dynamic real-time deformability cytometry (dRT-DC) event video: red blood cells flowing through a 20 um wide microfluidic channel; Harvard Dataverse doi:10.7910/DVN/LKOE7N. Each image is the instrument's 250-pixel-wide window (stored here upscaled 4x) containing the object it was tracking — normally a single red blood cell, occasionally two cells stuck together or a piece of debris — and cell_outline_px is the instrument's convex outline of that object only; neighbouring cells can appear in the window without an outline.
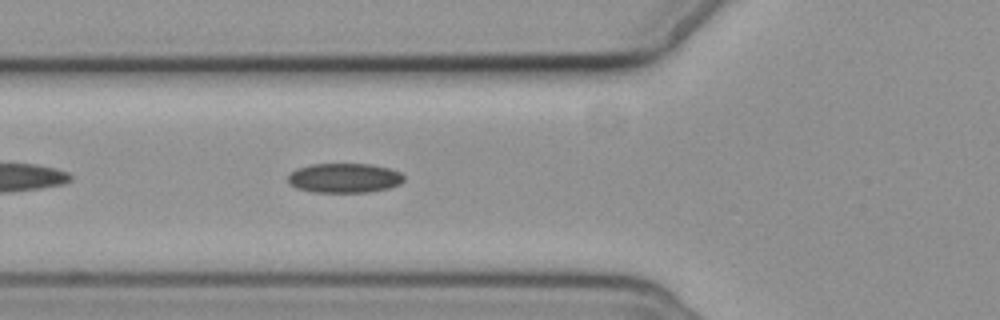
{"species": "common noctule bat (a hibernating species)", "species_latin": "Nyctalus noctula", "temperature_condition": "cold", "stored_images_in_passage": 4, "camera_frame_rate_fps": 3000, "um_per_image_px": 0.085, "animal": {"sex": "female", "body_mass_g": 19.3, "forearm_length_mm": 54.1}, "frame": {"image": 1, "passage_image": 4, "time_ms": 4.333, "image_size_px": [1000, 320], "cell_outline_px": [[404, 180], [400, 184], [388, 188], [368, 192], [312, 192], [296, 188], [288, 184], [288, 176], [296, 168], [312, 164], [372, 164], [388, 168], [400, 172], [404, 176]], "centroid_in_image_um": [29.25, 15.13], "position_along_channel_um": 96.5, "area_um2": 20.06}}